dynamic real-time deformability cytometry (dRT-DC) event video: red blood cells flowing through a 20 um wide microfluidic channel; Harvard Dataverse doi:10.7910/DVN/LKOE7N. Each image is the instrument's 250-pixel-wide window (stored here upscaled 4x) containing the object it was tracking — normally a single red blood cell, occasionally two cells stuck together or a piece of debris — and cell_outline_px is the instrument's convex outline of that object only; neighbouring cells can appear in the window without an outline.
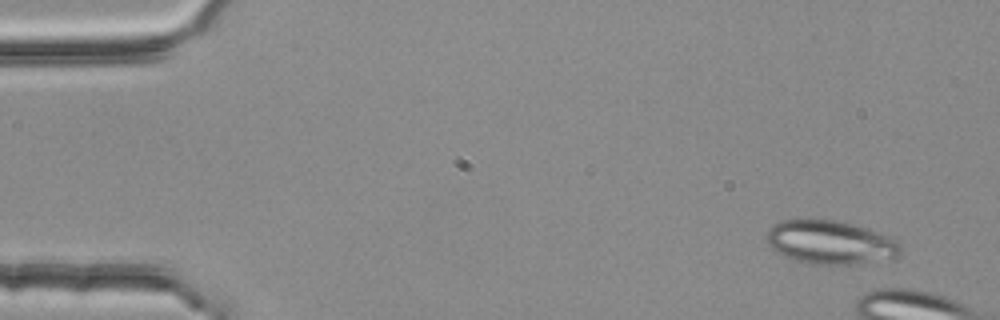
{"species": "common noctule bat (a hibernating species)", "species_latin": "Nyctalus noctula", "temperature_condition": "room temperature", "stored_images_in_passage": 5, "camera_frame_rate_fps": 3000, "um_per_image_px": 0.085, "animal": {"sex": "female", "body_mass_g": 25.1}, "frame": {"image": 1, "passage_image": 1, "time_ms": 0.0, "image_size_px": [1000, 320], "cell_outline_px": [[900, 252], [896, 256], [852, 264], [812, 264], [796, 260], [784, 256], [772, 248], [764, 240], [764, 236], [768, 228], [772, 224], [780, 220], [836, 220], [856, 224], [868, 228], [888, 236], [896, 240], [900, 244]], "centroid_in_image_um": [70.5, 20.57], "position_along_channel_um": 14.5, "area_um2": 33.87}}